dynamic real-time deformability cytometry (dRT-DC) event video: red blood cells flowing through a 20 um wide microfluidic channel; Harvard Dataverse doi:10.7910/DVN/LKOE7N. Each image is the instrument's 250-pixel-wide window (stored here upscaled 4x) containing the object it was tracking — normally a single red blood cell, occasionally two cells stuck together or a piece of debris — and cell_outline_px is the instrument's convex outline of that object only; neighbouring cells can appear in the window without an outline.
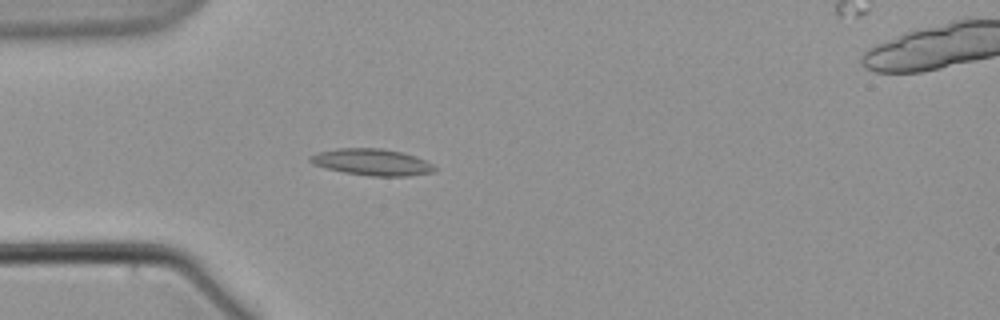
{"species": "common noctule bat (a hibernating species)", "species_latin": "Nyctalus noctula", "temperature_condition": "warm", "stored_images_in_passage": 4, "camera_frame_rate_fps": 3000, "um_per_image_px": 0.085, "animal": {"sex": "male", "body_mass_g": 21.5, "forearm_length_mm": 52.0}, "frame": {"image": 1, "passage_image": 3, "time_ms": 2.333, "image_size_px": [1000, 320], "cell_outline_px": [[436, 168], [432, 172], [408, 176], [368, 176], [344, 172], [312, 164], [308, 160], [308, 156], [320, 152], [336, 148], [380, 148], [400, 152], [416, 156], [432, 164]], "centroid_in_image_um": [31.59, 13.78], "position_along_channel_um": 53.4, "area_um2": 19.13}}